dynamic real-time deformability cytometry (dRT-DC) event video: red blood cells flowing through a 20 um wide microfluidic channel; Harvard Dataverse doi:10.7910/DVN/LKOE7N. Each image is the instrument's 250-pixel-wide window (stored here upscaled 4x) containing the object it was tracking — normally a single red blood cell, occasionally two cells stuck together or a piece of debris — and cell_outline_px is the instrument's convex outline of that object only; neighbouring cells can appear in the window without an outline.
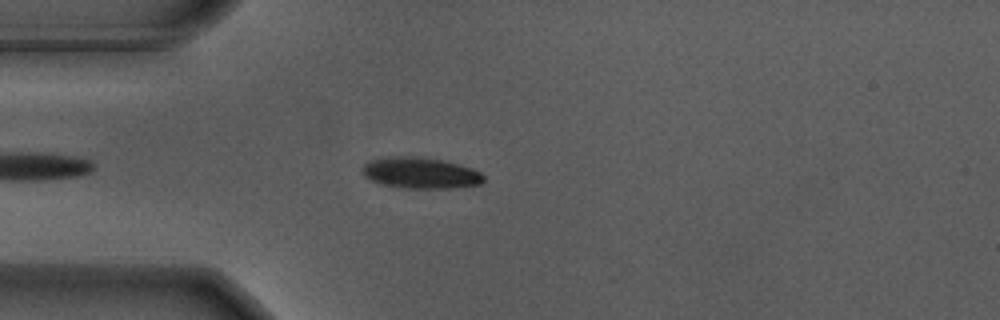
{"species": "Egyptian fruit bat (a non-hibernating species)", "species_latin": "Rousettus aegyptiacus", "temperature_condition": "warm", "stored_images_in_passage": 40, "camera_frame_rate_fps": 3000, "um_per_image_px": 0.085, "animal": {"sex": "male"}, "frame": {"image": 1, "passage_image": 3, "time_ms": 0.667, "image_size_px": [1000, 320], "cell_outline_px": [[484, 180], [480, 184], [456, 188], [404, 188], [380, 184], [364, 176], [360, 168], [364, 164], [372, 160], [384, 156], [416, 156], [440, 160], [472, 168], [480, 172], [484, 176]], "centroid_in_image_um": [35.71, 14.7], "position_along_channel_um": 49.3, "area_um2": 22.08}}
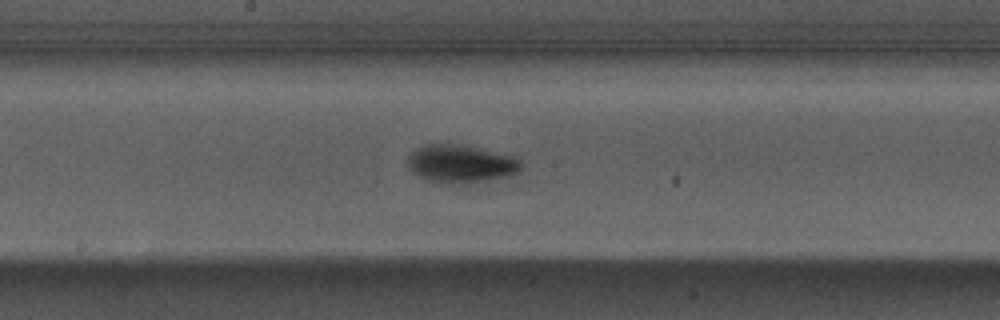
{"frame": {"image": 2, "passage_image": 17, "time_ms": 5.333, "image_size_px": [1000, 320], "cell_outline_px": [[520, 172], [512, 176], [468, 184], [448, 184], [428, 180], [412, 172], [408, 164], [408, 152], [424, 144], [464, 144], [516, 156], [520, 160]], "centroid_in_image_um": [39.2, 13.92], "position_along_channel_um": 209.0, "area_um2": 25.72}}
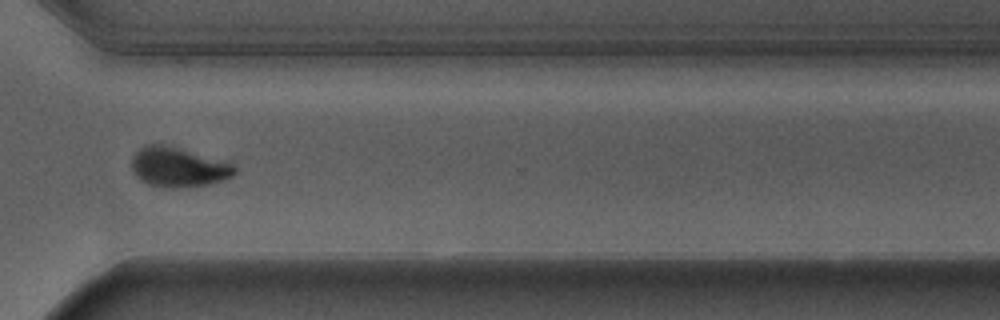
{"frame": {"image": 3, "passage_image": 29, "time_ms": 9.333, "image_size_px": [1000, 320], "cell_outline_px": [[236, 172], [232, 176], [224, 180], [212, 184], [188, 188], [160, 188], [148, 184], [136, 176], [132, 168], [132, 156], [144, 144], [164, 144], [232, 160], [236, 168]], "centroid_in_image_um": [15.24, 14.2], "position_along_channel_um": 355.4, "area_um2": 24.85}, "authors_computed_cell_mechanics": {"area_um2": 23.6113, "velocity_mm_per_s": 3.6713, "shape_relaxation_time_tau1_ms": 1.7142, "shape_relaxation_time_tau2_ms": null, "deformation_change_tau1": 0.1435, "deformation_change_tau2": null}}